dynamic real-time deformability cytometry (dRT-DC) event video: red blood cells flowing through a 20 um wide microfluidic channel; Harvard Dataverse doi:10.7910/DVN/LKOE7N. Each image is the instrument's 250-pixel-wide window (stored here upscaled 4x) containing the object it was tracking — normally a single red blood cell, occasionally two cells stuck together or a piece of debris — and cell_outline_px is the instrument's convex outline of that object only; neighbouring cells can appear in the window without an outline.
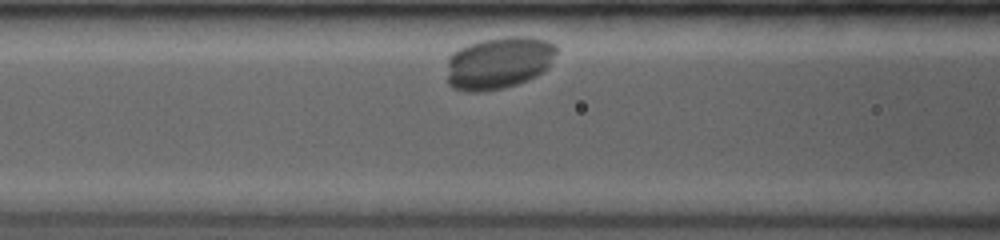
{"species": "common noctule bat (a hibernating species)", "species_latin": "Nyctalus noctula", "temperature_condition": "room temperature", "stored_images_in_passage": 8, "camera_frame_rate_fps": 3500, "um_per_image_px": 0.085, "animal": {"sex": "female", "body_mass_g": 19.0, "forearm_length_mm": 53.3}, "frame": {"image": 1, "passage_image": 6, "time_ms": 1.714, "image_size_px": [1000, 240], "cell_outline_px": [[556, 52], [548, 68], [536, 76], [528, 80], [516, 84], [500, 88], [480, 92], [468, 92], [456, 88], [448, 84], [448, 56], [452, 52], [468, 44], [480, 40], [508, 36], [524, 36], [548, 40], [556, 44]], "centroid_in_image_um": [42.4, 5.32], "position_along_channel_um": 124.2, "area_um2": 33.41}}